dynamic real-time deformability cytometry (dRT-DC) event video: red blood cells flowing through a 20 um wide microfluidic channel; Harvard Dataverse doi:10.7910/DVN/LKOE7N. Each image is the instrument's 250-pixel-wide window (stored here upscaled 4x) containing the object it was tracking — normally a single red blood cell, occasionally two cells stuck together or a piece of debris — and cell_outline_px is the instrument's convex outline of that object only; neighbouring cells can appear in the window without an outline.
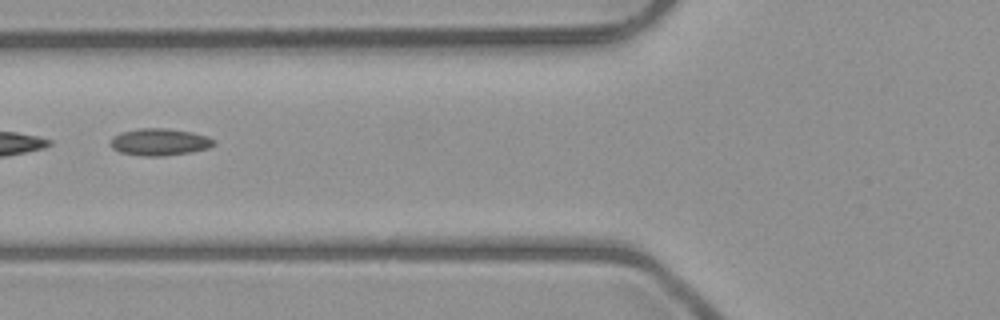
{"species": "common noctule bat (a hibernating species)", "species_latin": "Nyctalus noctula", "temperature_condition": "room temperature", "stored_images_in_passage": 6, "camera_frame_rate_fps": 3000, "um_per_image_px": 0.085, "animal": {"sex": "male", "body_mass_g": 23.1, "forearm_length_mm": 52.7}, "frame": {"image": 1, "passage_image": 5, "time_ms": 4.667, "image_size_px": [1000, 320], "cell_outline_px": [[216, 144], [208, 148], [192, 152], [164, 156], [144, 156], [120, 152], [112, 148], [108, 144], [112, 136], [120, 132], [140, 128], [168, 128], [192, 132], [208, 136], [216, 140]], "centroid_in_image_um": [13.56, 12.06], "position_along_channel_um": 112.2, "area_um2": 16.59}}
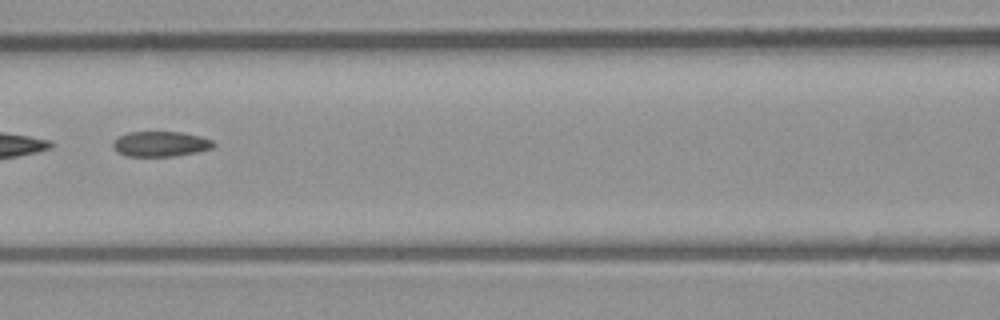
{"frame": {"image": 2, "passage_image": 6, "time_ms": 5.667, "image_size_px": [1000, 320], "cell_outline_px": [[216, 144], [212, 148], [196, 152], [172, 156], [128, 156], [112, 148], [112, 140], [128, 132], [180, 132], [200, 136], [212, 140]], "centroid_in_image_um": [13.63, 12.23], "position_along_channel_um": 153.0, "area_um2": 14.68}}